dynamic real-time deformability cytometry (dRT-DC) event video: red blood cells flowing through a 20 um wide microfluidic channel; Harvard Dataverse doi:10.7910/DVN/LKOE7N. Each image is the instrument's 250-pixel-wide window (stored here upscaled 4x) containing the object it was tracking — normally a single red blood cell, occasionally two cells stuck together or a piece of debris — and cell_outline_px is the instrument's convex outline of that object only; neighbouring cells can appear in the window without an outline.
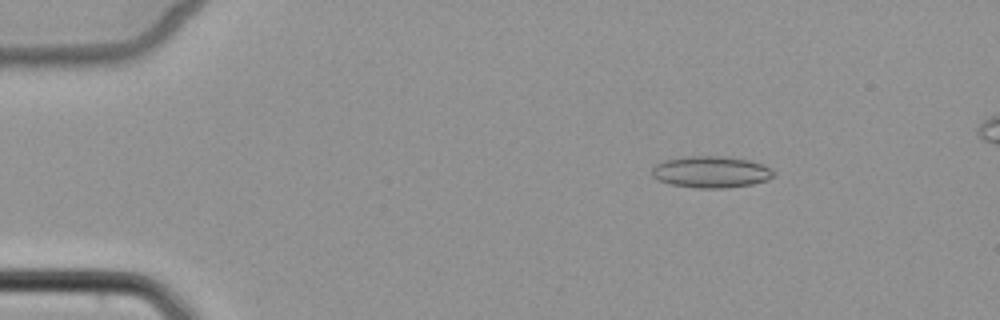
{"species": "common noctule bat (a hibernating species)", "species_latin": "Nyctalus noctula", "temperature_condition": "cold", "stored_images_in_passage": 5, "camera_frame_rate_fps": 3000, "um_per_image_px": 0.085, "animal": {"sex": "female", "body_mass_g": 22.7, "forearm_length_mm": 54.2}, "frame": {"image": 1, "passage_image": 2, "time_ms": 1.0, "image_size_px": [1000, 320], "cell_outline_px": [[776, 176], [768, 180], [752, 184], [728, 188], [696, 188], [672, 184], [660, 180], [652, 176], [652, 168], [656, 164], [664, 160], [684, 156], [720, 156], [748, 160], [764, 164], [772, 168], [776, 172]], "centroid_in_image_um": [60.49, 14.61], "position_along_channel_um": 24.5, "area_um2": 22.6}}